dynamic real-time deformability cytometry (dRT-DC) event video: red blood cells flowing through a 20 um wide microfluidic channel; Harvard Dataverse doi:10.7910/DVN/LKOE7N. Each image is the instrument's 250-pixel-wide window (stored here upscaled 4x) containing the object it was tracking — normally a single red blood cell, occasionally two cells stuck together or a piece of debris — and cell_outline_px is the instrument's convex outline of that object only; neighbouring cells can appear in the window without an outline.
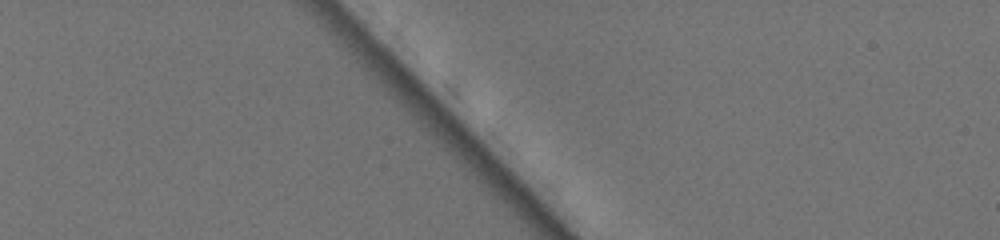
{"species": "common noctule bat (a hibernating species)", "species_latin": "Nyctalus noctula", "temperature_condition": "warm", "stored_images_in_passage": 4, "camera_frame_rate_fps": 3000, "um_per_image_px": 0.085, "animal": {"sex": "female", "body_mass_g": 19.5, "forearm_length_mm": 54.1}, "frame": {"image": 1, "passage_image": 1, "time_ms": 0.0, "image_size_px": [1000, 240], "cell_outline_px": [[596, 116], [528, 48], [524, 28], [528, 28], [576, 56], [588, 68], [596, 80]], "centroid_in_image_um": [48.02, 5.79], "position_along_channel_um": 37.0, "area_um2": 16.36}}